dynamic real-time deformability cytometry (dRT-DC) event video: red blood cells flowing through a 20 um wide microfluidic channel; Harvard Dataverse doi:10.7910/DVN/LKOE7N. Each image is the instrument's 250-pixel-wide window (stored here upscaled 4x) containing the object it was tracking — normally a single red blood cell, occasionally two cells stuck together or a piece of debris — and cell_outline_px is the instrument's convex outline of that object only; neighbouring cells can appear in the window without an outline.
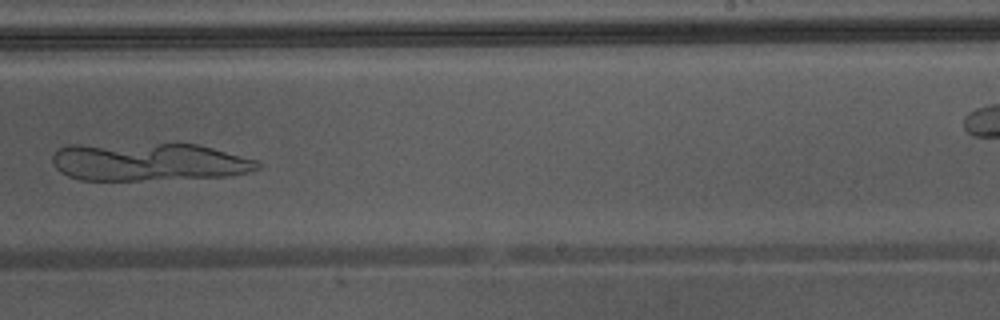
{"species": "Egyptian fruit bat (a non-hibernating species)", "species_latin": "Rousettus aegyptiacus", "temperature_condition": "warm", "stored_images_in_passage": 40, "camera_frame_rate_fps": 3000, "um_per_image_px": 0.085, "animal": {"sex": "male"}, "frame": {"image": 1, "passage_image": 23, "time_ms": 7.333, "image_size_px": [1000, 320], "cell_outline_px": [[260, 168], [248, 172], [228, 176], [140, 180], [80, 180], [68, 176], [60, 172], [52, 164], [52, 156], [56, 148], [68, 144], [196, 144], [212, 148], [256, 160], [260, 164]], "centroid_in_image_um": [12.55, 13.76], "position_along_channel_um": 276.5, "area_um2": 45.55}}